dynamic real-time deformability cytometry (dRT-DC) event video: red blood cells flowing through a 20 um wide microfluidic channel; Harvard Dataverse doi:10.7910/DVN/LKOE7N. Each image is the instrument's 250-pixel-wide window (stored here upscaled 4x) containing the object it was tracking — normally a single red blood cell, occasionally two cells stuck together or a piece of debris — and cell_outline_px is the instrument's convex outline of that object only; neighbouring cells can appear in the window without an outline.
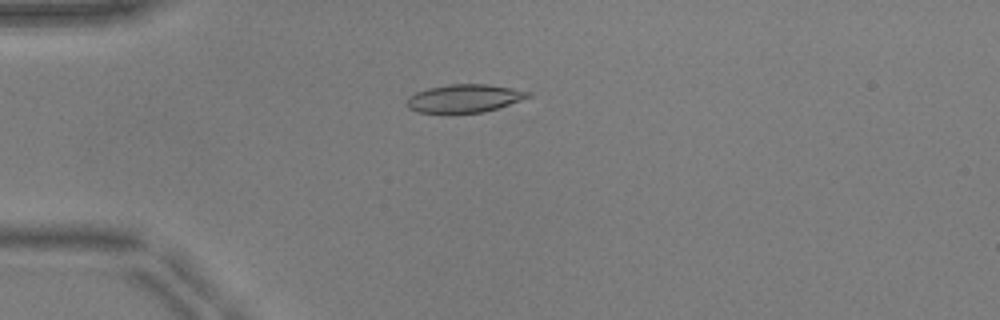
{"species": "common noctule bat (a hibernating species)", "species_latin": "Nyctalus noctula", "temperature_condition": "warm", "stored_images_in_passage": 46, "camera_frame_rate_fps": 3000, "um_per_image_px": 0.085, "animal": {"sex": "male", "body_mass_g": 17.9, "forearm_length_mm": 54.2}, "frame": {"image": 1, "passage_image": 9, "time_ms": 2.667, "image_size_px": [1000, 320], "cell_outline_px": [[532, 96], [484, 112], [420, 112], [408, 108], [404, 104], [408, 96], [416, 92], [428, 88], [448, 84], [488, 84], [512, 88], [532, 92]], "centroid_in_image_um": [39.44, 8.34], "position_along_channel_um": 45.6, "area_um2": 19.71}}
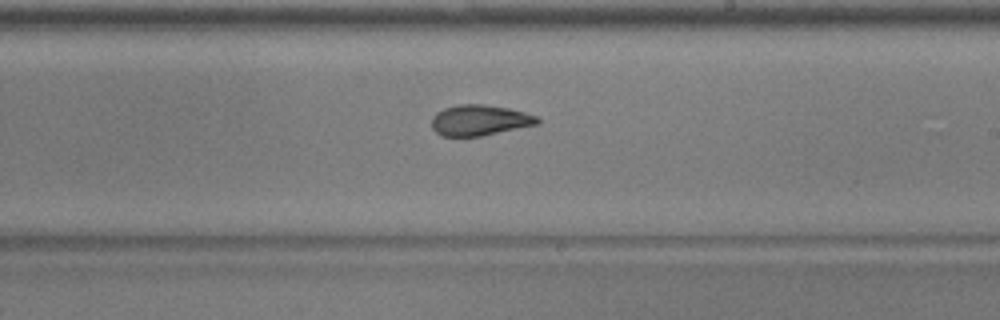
{"frame": {"image": 2, "passage_image": 26, "time_ms": 8.333, "image_size_px": [1000, 320], "cell_outline_px": [[540, 124], [480, 136], [440, 136], [432, 128], [432, 116], [436, 112], [444, 108], [460, 104], [484, 104], [508, 108], [524, 112], [536, 116], [540, 120]], "centroid_in_image_um": [40.76, 10.22], "position_along_channel_um": 248.2, "area_um2": 18.96}}
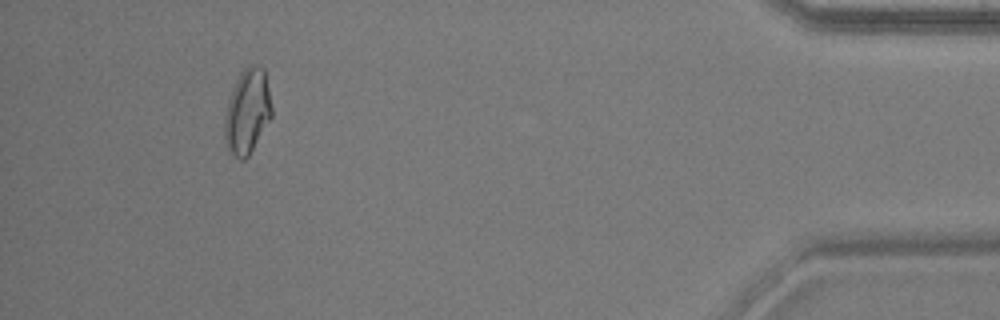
{"frame": {"image": 3, "passage_image": 43, "time_ms": 14.0, "image_size_px": [1000, 320], "cell_outline_px": [[272, 116], [248, 156], [244, 160], [240, 160], [228, 152], [224, 136], [224, 116], [228, 100], [232, 88], [240, 72], [248, 64], [256, 64], [264, 68], [272, 108]], "centroid_in_image_um": [21.0, 9.46], "position_along_channel_um": 414.2, "area_um2": 23.47}, "authors_computed_cell_mechanics": {"area_um2": 19.6809, "velocity_mm_per_s": 3.9488, "shape_relaxation_time_tau1_ms": 5.1794, "shape_relaxation_time_tau2_ms": 1.834, "deformation_change_tau1": 0.1938, "deformation_change_tau2": 0.0985}}